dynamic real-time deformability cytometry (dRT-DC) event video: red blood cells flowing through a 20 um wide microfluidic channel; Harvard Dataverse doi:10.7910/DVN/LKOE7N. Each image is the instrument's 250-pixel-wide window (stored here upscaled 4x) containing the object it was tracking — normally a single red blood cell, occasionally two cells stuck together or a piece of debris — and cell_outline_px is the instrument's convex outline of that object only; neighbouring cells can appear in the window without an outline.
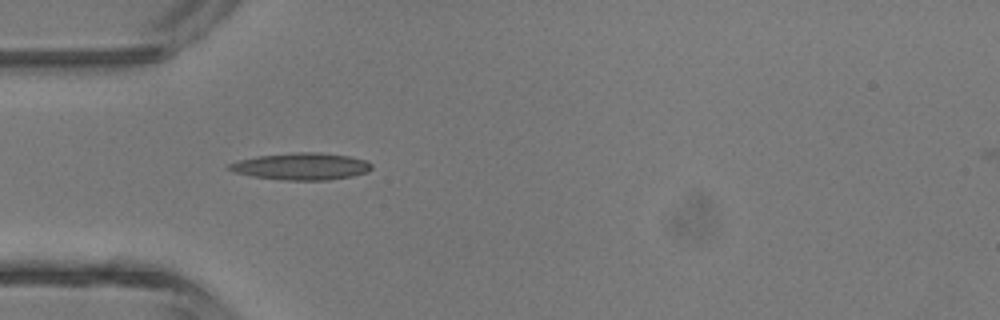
{"species": "common noctule bat (a hibernating species)", "species_latin": "Nyctalus noctula", "temperature_condition": "room temperature", "stored_images_in_passage": 3, "camera_frame_rate_fps": 3000, "um_per_image_px": 0.085, "animal": {"sex": "male", "body_mass_g": 13.3}, "frame": {"image": 1, "passage_image": 3, "time_ms": 2.333, "image_size_px": [1000, 320], "cell_outline_px": [[372, 168], [368, 172], [352, 176], [328, 180], [280, 180], [252, 176], [232, 172], [224, 168], [228, 164], [236, 160], [256, 156], [296, 152], [320, 152], [348, 156], [368, 160], [372, 164]], "centroid_in_image_um": [25.57, 14.14], "position_along_channel_um": 59.4, "area_um2": 22.77}}